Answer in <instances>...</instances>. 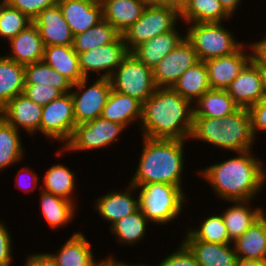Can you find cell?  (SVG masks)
Masks as SVG:
<instances>
[{"mask_svg": "<svg viewBox=\"0 0 266 266\" xmlns=\"http://www.w3.org/2000/svg\"><path fill=\"white\" fill-rule=\"evenodd\" d=\"M254 149L236 152L231 158L199 169L200 179L210 185L215 199L229 201L255 200L266 187V167ZM259 193V194H258ZM227 201V202H225Z\"/></svg>", "mask_w": 266, "mask_h": 266, "instance_id": "obj_1", "label": "cell"}, {"mask_svg": "<svg viewBox=\"0 0 266 266\" xmlns=\"http://www.w3.org/2000/svg\"><path fill=\"white\" fill-rule=\"evenodd\" d=\"M194 104L172 88H157L142 104L139 131L153 139L189 140Z\"/></svg>", "mask_w": 266, "mask_h": 266, "instance_id": "obj_2", "label": "cell"}, {"mask_svg": "<svg viewBox=\"0 0 266 266\" xmlns=\"http://www.w3.org/2000/svg\"><path fill=\"white\" fill-rule=\"evenodd\" d=\"M138 166L131 175L132 185L166 183L183 187L185 146L187 140L153 139L142 137ZM186 141V142H185Z\"/></svg>", "mask_w": 266, "mask_h": 266, "instance_id": "obj_3", "label": "cell"}, {"mask_svg": "<svg viewBox=\"0 0 266 266\" xmlns=\"http://www.w3.org/2000/svg\"><path fill=\"white\" fill-rule=\"evenodd\" d=\"M189 140L198 141L228 152L252 150L256 142L250 112L239 107L222 119L194 117Z\"/></svg>", "mask_w": 266, "mask_h": 266, "instance_id": "obj_4", "label": "cell"}, {"mask_svg": "<svg viewBox=\"0 0 266 266\" xmlns=\"http://www.w3.org/2000/svg\"><path fill=\"white\" fill-rule=\"evenodd\" d=\"M134 186L138 192L139 209L151 226L152 223L155 226L173 224L174 220L183 215V208L190 200L183 188L173 184L156 182Z\"/></svg>", "mask_w": 266, "mask_h": 266, "instance_id": "obj_5", "label": "cell"}, {"mask_svg": "<svg viewBox=\"0 0 266 266\" xmlns=\"http://www.w3.org/2000/svg\"><path fill=\"white\" fill-rule=\"evenodd\" d=\"M224 22L186 24L185 38L191 43L200 61L230 55L244 42L238 41Z\"/></svg>", "mask_w": 266, "mask_h": 266, "instance_id": "obj_6", "label": "cell"}, {"mask_svg": "<svg viewBox=\"0 0 266 266\" xmlns=\"http://www.w3.org/2000/svg\"><path fill=\"white\" fill-rule=\"evenodd\" d=\"M126 127L104 119L102 116L97 117L94 120L80 123L75 126L74 133L70 141L64 146L60 147L55 152V156L60 158L63 157L64 153H72L88 150H104V148L112 147L116 143L123 131L126 132Z\"/></svg>", "mask_w": 266, "mask_h": 266, "instance_id": "obj_7", "label": "cell"}, {"mask_svg": "<svg viewBox=\"0 0 266 266\" xmlns=\"http://www.w3.org/2000/svg\"><path fill=\"white\" fill-rule=\"evenodd\" d=\"M180 10L169 6H146L141 17L121 35L131 52L139 44L179 26Z\"/></svg>", "mask_w": 266, "mask_h": 266, "instance_id": "obj_8", "label": "cell"}, {"mask_svg": "<svg viewBox=\"0 0 266 266\" xmlns=\"http://www.w3.org/2000/svg\"><path fill=\"white\" fill-rule=\"evenodd\" d=\"M109 79L113 90L134 97L142 104L157 89L153 70L140 62L131 52Z\"/></svg>", "mask_w": 266, "mask_h": 266, "instance_id": "obj_9", "label": "cell"}, {"mask_svg": "<svg viewBox=\"0 0 266 266\" xmlns=\"http://www.w3.org/2000/svg\"><path fill=\"white\" fill-rule=\"evenodd\" d=\"M91 81L92 79L85 77L72 84L70 93L76 125L100 117L112 90L109 78H96L93 83Z\"/></svg>", "mask_w": 266, "mask_h": 266, "instance_id": "obj_10", "label": "cell"}, {"mask_svg": "<svg viewBox=\"0 0 266 266\" xmlns=\"http://www.w3.org/2000/svg\"><path fill=\"white\" fill-rule=\"evenodd\" d=\"M76 126L71 93L42 106L40 134L47 140L62 142L64 147L71 139ZM63 144V145H62Z\"/></svg>", "mask_w": 266, "mask_h": 266, "instance_id": "obj_11", "label": "cell"}, {"mask_svg": "<svg viewBox=\"0 0 266 266\" xmlns=\"http://www.w3.org/2000/svg\"><path fill=\"white\" fill-rule=\"evenodd\" d=\"M129 53L130 51L127 49L122 35H120L112 43L91 48L78 54L81 72L84 77L91 79L93 76V80L96 77L110 78Z\"/></svg>", "mask_w": 266, "mask_h": 266, "instance_id": "obj_12", "label": "cell"}, {"mask_svg": "<svg viewBox=\"0 0 266 266\" xmlns=\"http://www.w3.org/2000/svg\"><path fill=\"white\" fill-rule=\"evenodd\" d=\"M199 61L191 43L184 38L153 69L157 88H172L180 76Z\"/></svg>", "mask_w": 266, "mask_h": 266, "instance_id": "obj_13", "label": "cell"}, {"mask_svg": "<svg viewBox=\"0 0 266 266\" xmlns=\"http://www.w3.org/2000/svg\"><path fill=\"white\" fill-rule=\"evenodd\" d=\"M249 43L243 44L230 55L204 61L211 89L226 90L240 74L245 65L253 58V48L251 42Z\"/></svg>", "mask_w": 266, "mask_h": 266, "instance_id": "obj_14", "label": "cell"}, {"mask_svg": "<svg viewBox=\"0 0 266 266\" xmlns=\"http://www.w3.org/2000/svg\"><path fill=\"white\" fill-rule=\"evenodd\" d=\"M226 91L241 108L249 109L263 100V70L260 64L252 58Z\"/></svg>", "mask_w": 266, "mask_h": 266, "instance_id": "obj_15", "label": "cell"}, {"mask_svg": "<svg viewBox=\"0 0 266 266\" xmlns=\"http://www.w3.org/2000/svg\"><path fill=\"white\" fill-rule=\"evenodd\" d=\"M137 189L127 182L123 191L112 189L105 195L98 196L94 201V210L102 220L111 223L109 227L122 218L133 214L139 209ZM136 194V195H135ZM135 195V196H134Z\"/></svg>", "mask_w": 266, "mask_h": 266, "instance_id": "obj_16", "label": "cell"}, {"mask_svg": "<svg viewBox=\"0 0 266 266\" xmlns=\"http://www.w3.org/2000/svg\"><path fill=\"white\" fill-rule=\"evenodd\" d=\"M41 114L42 106L24 93L15 96L0 110V116L8 124L20 132L25 131L30 137L40 133Z\"/></svg>", "mask_w": 266, "mask_h": 266, "instance_id": "obj_17", "label": "cell"}, {"mask_svg": "<svg viewBox=\"0 0 266 266\" xmlns=\"http://www.w3.org/2000/svg\"><path fill=\"white\" fill-rule=\"evenodd\" d=\"M32 22L36 25L45 47L73 46L74 35L64 19L62 9L56 3L40 12Z\"/></svg>", "mask_w": 266, "mask_h": 266, "instance_id": "obj_18", "label": "cell"}, {"mask_svg": "<svg viewBox=\"0 0 266 266\" xmlns=\"http://www.w3.org/2000/svg\"><path fill=\"white\" fill-rule=\"evenodd\" d=\"M57 3L74 36L103 20L99 0H57Z\"/></svg>", "mask_w": 266, "mask_h": 266, "instance_id": "obj_19", "label": "cell"}, {"mask_svg": "<svg viewBox=\"0 0 266 266\" xmlns=\"http://www.w3.org/2000/svg\"><path fill=\"white\" fill-rule=\"evenodd\" d=\"M8 44L10 52L4 55L18 64L25 66L43 60L45 46L33 22L12 38Z\"/></svg>", "mask_w": 266, "mask_h": 266, "instance_id": "obj_20", "label": "cell"}, {"mask_svg": "<svg viewBox=\"0 0 266 266\" xmlns=\"http://www.w3.org/2000/svg\"><path fill=\"white\" fill-rule=\"evenodd\" d=\"M92 246L83 232L75 231L57 252L50 254L57 266H97L100 260L97 261Z\"/></svg>", "mask_w": 266, "mask_h": 266, "instance_id": "obj_21", "label": "cell"}, {"mask_svg": "<svg viewBox=\"0 0 266 266\" xmlns=\"http://www.w3.org/2000/svg\"><path fill=\"white\" fill-rule=\"evenodd\" d=\"M183 31L184 33H181L178 27H176L172 31L163 33L139 44L131 53L140 62L153 70L185 38V35H183L185 34V30Z\"/></svg>", "mask_w": 266, "mask_h": 266, "instance_id": "obj_22", "label": "cell"}, {"mask_svg": "<svg viewBox=\"0 0 266 266\" xmlns=\"http://www.w3.org/2000/svg\"><path fill=\"white\" fill-rule=\"evenodd\" d=\"M104 119L119 123L126 128L138 124L142 118V103L136 98L111 90L101 115ZM130 126V127H128Z\"/></svg>", "mask_w": 266, "mask_h": 266, "instance_id": "obj_23", "label": "cell"}, {"mask_svg": "<svg viewBox=\"0 0 266 266\" xmlns=\"http://www.w3.org/2000/svg\"><path fill=\"white\" fill-rule=\"evenodd\" d=\"M251 203H255L254 200L229 201L231 207H225L221 213L231 242L239 238L260 218L264 207L255 208Z\"/></svg>", "mask_w": 266, "mask_h": 266, "instance_id": "obj_24", "label": "cell"}, {"mask_svg": "<svg viewBox=\"0 0 266 266\" xmlns=\"http://www.w3.org/2000/svg\"><path fill=\"white\" fill-rule=\"evenodd\" d=\"M103 19L120 34L126 31L142 15L146 4L143 0H99Z\"/></svg>", "mask_w": 266, "mask_h": 266, "instance_id": "obj_25", "label": "cell"}, {"mask_svg": "<svg viewBox=\"0 0 266 266\" xmlns=\"http://www.w3.org/2000/svg\"><path fill=\"white\" fill-rule=\"evenodd\" d=\"M193 253L199 266H235L237 254L233 243L214 244L198 240H181Z\"/></svg>", "mask_w": 266, "mask_h": 266, "instance_id": "obj_26", "label": "cell"}, {"mask_svg": "<svg viewBox=\"0 0 266 266\" xmlns=\"http://www.w3.org/2000/svg\"><path fill=\"white\" fill-rule=\"evenodd\" d=\"M76 173L75 169L72 171L66 165L64 166V164H53L45 171L44 180L40 181V190L72 201L77 206L79 202H76L75 194L77 191L76 182L78 181L76 180Z\"/></svg>", "mask_w": 266, "mask_h": 266, "instance_id": "obj_27", "label": "cell"}, {"mask_svg": "<svg viewBox=\"0 0 266 266\" xmlns=\"http://www.w3.org/2000/svg\"><path fill=\"white\" fill-rule=\"evenodd\" d=\"M39 206L42 216L51 229H57L63 226L67 227L76 218L77 207L72 201L60 196L39 190Z\"/></svg>", "mask_w": 266, "mask_h": 266, "instance_id": "obj_28", "label": "cell"}, {"mask_svg": "<svg viewBox=\"0 0 266 266\" xmlns=\"http://www.w3.org/2000/svg\"><path fill=\"white\" fill-rule=\"evenodd\" d=\"M180 19L191 23L228 22L233 19L219 0H187L180 9Z\"/></svg>", "mask_w": 266, "mask_h": 266, "instance_id": "obj_29", "label": "cell"}, {"mask_svg": "<svg viewBox=\"0 0 266 266\" xmlns=\"http://www.w3.org/2000/svg\"><path fill=\"white\" fill-rule=\"evenodd\" d=\"M43 61L66 77L72 84L85 78L80 69L78 54L73 46L44 47Z\"/></svg>", "mask_w": 266, "mask_h": 266, "instance_id": "obj_30", "label": "cell"}, {"mask_svg": "<svg viewBox=\"0 0 266 266\" xmlns=\"http://www.w3.org/2000/svg\"><path fill=\"white\" fill-rule=\"evenodd\" d=\"M233 243L238 258L266 261V229L260 217Z\"/></svg>", "mask_w": 266, "mask_h": 266, "instance_id": "obj_31", "label": "cell"}, {"mask_svg": "<svg viewBox=\"0 0 266 266\" xmlns=\"http://www.w3.org/2000/svg\"><path fill=\"white\" fill-rule=\"evenodd\" d=\"M25 66L0 54V110L24 92Z\"/></svg>", "mask_w": 266, "mask_h": 266, "instance_id": "obj_32", "label": "cell"}, {"mask_svg": "<svg viewBox=\"0 0 266 266\" xmlns=\"http://www.w3.org/2000/svg\"><path fill=\"white\" fill-rule=\"evenodd\" d=\"M172 89L193 104L211 89L204 61L189 67L173 85Z\"/></svg>", "mask_w": 266, "mask_h": 266, "instance_id": "obj_33", "label": "cell"}, {"mask_svg": "<svg viewBox=\"0 0 266 266\" xmlns=\"http://www.w3.org/2000/svg\"><path fill=\"white\" fill-rule=\"evenodd\" d=\"M238 108L226 90L209 89L194 103V117L222 119Z\"/></svg>", "mask_w": 266, "mask_h": 266, "instance_id": "obj_34", "label": "cell"}, {"mask_svg": "<svg viewBox=\"0 0 266 266\" xmlns=\"http://www.w3.org/2000/svg\"><path fill=\"white\" fill-rule=\"evenodd\" d=\"M149 224L148 219L138 209L133 214L118 220L108 228L112 233L111 235H114L113 238L117 244L135 246V244L141 243L142 239L148 234L146 232Z\"/></svg>", "mask_w": 266, "mask_h": 266, "instance_id": "obj_35", "label": "cell"}, {"mask_svg": "<svg viewBox=\"0 0 266 266\" xmlns=\"http://www.w3.org/2000/svg\"><path fill=\"white\" fill-rule=\"evenodd\" d=\"M19 130L0 116V173L19 164L25 156V147Z\"/></svg>", "mask_w": 266, "mask_h": 266, "instance_id": "obj_36", "label": "cell"}, {"mask_svg": "<svg viewBox=\"0 0 266 266\" xmlns=\"http://www.w3.org/2000/svg\"><path fill=\"white\" fill-rule=\"evenodd\" d=\"M199 224L200 225H197V227H194L191 224L190 226L188 225L187 227H184V229L186 228V231L185 235H182V240H198L214 244L232 243L229 240L221 212L220 214L217 213V215L216 213H210V215H208L206 218L204 217Z\"/></svg>", "mask_w": 266, "mask_h": 266, "instance_id": "obj_37", "label": "cell"}, {"mask_svg": "<svg viewBox=\"0 0 266 266\" xmlns=\"http://www.w3.org/2000/svg\"><path fill=\"white\" fill-rule=\"evenodd\" d=\"M121 34L106 20L79 33L73 38V49L77 54L90 50L91 48L103 46L114 42Z\"/></svg>", "mask_w": 266, "mask_h": 266, "instance_id": "obj_38", "label": "cell"}, {"mask_svg": "<svg viewBox=\"0 0 266 266\" xmlns=\"http://www.w3.org/2000/svg\"><path fill=\"white\" fill-rule=\"evenodd\" d=\"M52 86L63 94L69 93L72 83L43 60L25 65V84Z\"/></svg>", "mask_w": 266, "mask_h": 266, "instance_id": "obj_39", "label": "cell"}, {"mask_svg": "<svg viewBox=\"0 0 266 266\" xmlns=\"http://www.w3.org/2000/svg\"><path fill=\"white\" fill-rule=\"evenodd\" d=\"M31 23L32 19L5 0L0 3V39L9 42Z\"/></svg>", "mask_w": 266, "mask_h": 266, "instance_id": "obj_40", "label": "cell"}, {"mask_svg": "<svg viewBox=\"0 0 266 266\" xmlns=\"http://www.w3.org/2000/svg\"><path fill=\"white\" fill-rule=\"evenodd\" d=\"M29 99L38 105L44 106L52 100L59 98L63 93L52 86L25 84L24 92Z\"/></svg>", "mask_w": 266, "mask_h": 266, "instance_id": "obj_41", "label": "cell"}, {"mask_svg": "<svg viewBox=\"0 0 266 266\" xmlns=\"http://www.w3.org/2000/svg\"><path fill=\"white\" fill-rule=\"evenodd\" d=\"M180 242L174 252L167 254L164 259L161 258L162 260L158 261L159 264L155 266H199L193 253L182 241ZM150 266L154 265L150 264Z\"/></svg>", "mask_w": 266, "mask_h": 266, "instance_id": "obj_42", "label": "cell"}, {"mask_svg": "<svg viewBox=\"0 0 266 266\" xmlns=\"http://www.w3.org/2000/svg\"><path fill=\"white\" fill-rule=\"evenodd\" d=\"M12 7L26 14L30 19H34L46 8L52 7L57 0H5Z\"/></svg>", "mask_w": 266, "mask_h": 266, "instance_id": "obj_43", "label": "cell"}, {"mask_svg": "<svg viewBox=\"0 0 266 266\" xmlns=\"http://www.w3.org/2000/svg\"><path fill=\"white\" fill-rule=\"evenodd\" d=\"M11 231H9L5 221L0 220V266H12L14 262L13 244Z\"/></svg>", "mask_w": 266, "mask_h": 266, "instance_id": "obj_44", "label": "cell"}, {"mask_svg": "<svg viewBox=\"0 0 266 266\" xmlns=\"http://www.w3.org/2000/svg\"><path fill=\"white\" fill-rule=\"evenodd\" d=\"M21 173L23 175L25 174V177L22 176ZM38 175L39 174L35 173V170L33 168L30 169L29 164H27V166H23L22 168H20V170L17 173L16 178H15V186H16V188H19L22 192H24L26 194L27 193L30 194L31 191H35L37 189L38 185H39V188H41V184L39 182L40 176H38ZM26 177H28V178H26ZM24 181H25V183H24ZM26 182L29 183V185Z\"/></svg>", "mask_w": 266, "mask_h": 266, "instance_id": "obj_45", "label": "cell"}, {"mask_svg": "<svg viewBox=\"0 0 266 266\" xmlns=\"http://www.w3.org/2000/svg\"><path fill=\"white\" fill-rule=\"evenodd\" d=\"M252 132L255 139L258 133L266 132V100H261L259 103L254 104L249 109Z\"/></svg>", "mask_w": 266, "mask_h": 266, "instance_id": "obj_46", "label": "cell"}, {"mask_svg": "<svg viewBox=\"0 0 266 266\" xmlns=\"http://www.w3.org/2000/svg\"><path fill=\"white\" fill-rule=\"evenodd\" d=\"M23 266H57L55 259L49 252L27 254Z\"/></svg>", "mask_w": 266, "mask_h": 266, "instance_id": "obj_47", "label": "cell"}, {"mask_svg": "<svg viewBox=\"0 0 266 266\" xmlns=\"http://www.w3.org/2000/svg\"><path fill=\"white\" fill-rule=\"evenodd\" d=\"M265 36V38H264ZM258 41L251 42L253 58L260 64L263 71H266V35Z\"/></svg>", "mask_w": 266, "mask_h": 266, "instance_id": "obj_48", "label": "cell"}, {"mask_svg": "<svg viewBox=\"0 0 266 266\" xmlns=\"http://www.w3.org/2000/svg\"><path fill=\"white\" fill-rule=\"evenodd\" d=\"M111 254H108L103 258L102 260L100 259L99 265L100 266H150V264H147L145 262L140 263H128V262H123L122 260H118V257L116 256H110ZM116 258V259H115Z\"/></svg>", "mask_w": 266, "mask_h": 266, "instance_id": "obj_49", "label": "cell"}, {"mask_svg": "<svg viewBox=\"0 0 266 266\" xmlns=\"http://www.w3.org/2000/svg\"><path fill=\"white\" fill-rule=\"evenodd\" d=\"M224 10L233 18L242 4V0H219Z\"/></svg>", "mask_w": 266, "mask_h": 266, "instance_id": "obj_50", "label": "cell"}, {"mask_svg": "<svg viewBox=\"0 0 266 266\" xmlns=\"http://www.w3.org/2000/svg\"><path fill=\"white\" fill-rule=\"evenodd\" d=\"M235 266H266V261L237 258Z\"/></svg>", "mask_w": 266, "mask_h": 266, "instance_id": "obj_51", "label": "cell"}, {"mask_svg": "<svg viewBox=\"0 0 266 266\" xmlns=\"http://www.w3.org/2000/svg\"><path fill=\"white\" fill-rule=\"evenodd\" d=\"M146 6H169L175 8V0H143Z\"/></svg>", "mask_w": 266, "mask_h": 266, "instance_id": "obj_52", "label": "cell"}, {"mask_svg": "<svg viewBox=\"0 0 266 266\" xmlns=\"http://www.w3.org/2000/svg\"><path fill=\"white\" fill-rule=\"evenodd\" d=\"M263 99L266 100V71H263Z\"/></svg>", "mask_w": 266, "mask_h": 266, "instance_id": "obj_53", "label": "cell"}, {"mask_svg": "<svg viewBox=\"0 0 266 266\" xmlns=\"http://www.w3.org/2000/svg\"><path fill=\"white\" fill-rule=\"evenodd\" d=\"M186 1L187 0H175V8H178L180 10Z\"/></svg>", "mask_w": 266, "mask_h": 266, "instance_id": "obj_54", "label": "cell"}, {"mask_svg": "<svg viewBox=\"0 0 266 266\" xmlns=\"http://www.w3.org/2000/svg\"><path fill=\"white\" fill-rule=\"evenodd\" d=\"M266 209L265 208H263L262 209V212H261V214H260V217L264 220V224H265V229H266Z\"/></svg>", "mask_w": 266, "mask_h": 266, "instance_id": "obj_55", "label": "cell"}]
</instances>
